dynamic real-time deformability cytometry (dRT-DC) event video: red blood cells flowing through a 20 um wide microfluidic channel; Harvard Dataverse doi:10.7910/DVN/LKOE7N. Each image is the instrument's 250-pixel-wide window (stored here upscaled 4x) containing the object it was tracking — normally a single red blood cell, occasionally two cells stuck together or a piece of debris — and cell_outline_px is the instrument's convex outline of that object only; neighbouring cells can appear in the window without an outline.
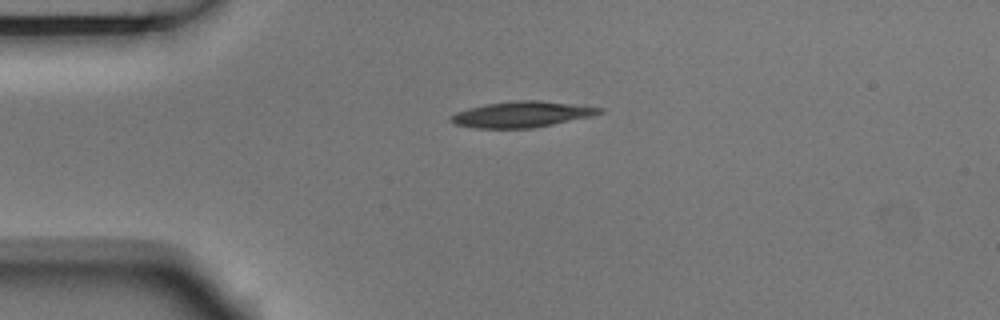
{"species": "Egyptian fruit bat (a non-hibernating species)", "species_latin": "Rousettus aegyptiacus", "temperature_condition": "room temperature", "stored_images_in_passage": 3, "camera_frame_rate_fps": 3000, "um_per_image_px": 0.085, "animal": {"sex": "male"}, "frame": {"image": 1, "passage_image": 3, "time_ms": 0.667, "image_size_px": [1000, 320], "cell_outline_px": [[604, 112], [592, 116], [532, 128], [476, 128], [456, 124], [448, 120], [456, 112], [468, 108], [484, 104], [516, 100], [540, 100], [604, 108]], "centroid_in_image_um": [44.35, 9.71], "position_along_channel_um": 40.6, "area_um2": 22.31}}